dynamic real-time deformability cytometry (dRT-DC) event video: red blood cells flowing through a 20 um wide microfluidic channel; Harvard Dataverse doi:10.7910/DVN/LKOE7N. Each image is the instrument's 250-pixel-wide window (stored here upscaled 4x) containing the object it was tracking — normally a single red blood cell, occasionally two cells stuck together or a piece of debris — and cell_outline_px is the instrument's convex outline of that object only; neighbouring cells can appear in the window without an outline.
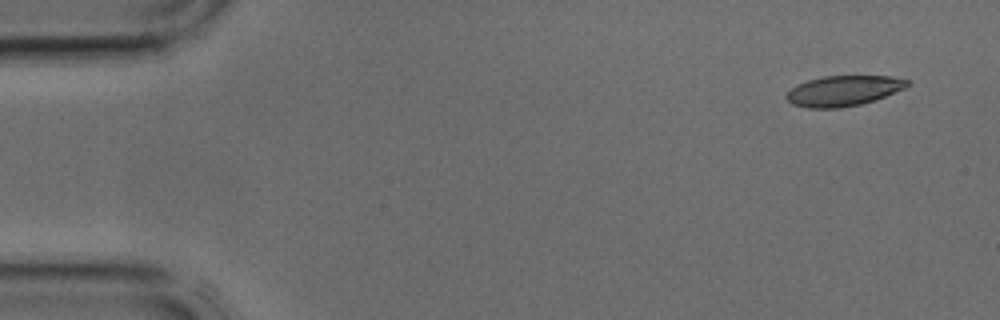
{"species": "common noctule bat (a hibernating species)", "species_latin": "Nyctalus noctula", "temperature_condition": "cold", "stored_images_in_passage": 2, "camera_frame_rate_fps": 3000, "um_per_image_px": 0.085, "animal": {"sex": "male", "body_mass_g": 17.9, "forearm_length_mm": 54.2}, "frame": {"image": 1, "passage_image": 1, "time_ms": 0.0, "image_size_px": [1000, 320], "cell_outline_px": [[908, 84], [904, 88], [876, 100], [860, 104], [840, 108], [808, 108], [792, 104], [784, 96], [792, 88], [808, 80], [824, 76], [892, 76], [908, 80]], "centroid_in_image_um": [71.69, 7.72], "position_along_channel_um": 13.3, "area_um2": 21.21}}